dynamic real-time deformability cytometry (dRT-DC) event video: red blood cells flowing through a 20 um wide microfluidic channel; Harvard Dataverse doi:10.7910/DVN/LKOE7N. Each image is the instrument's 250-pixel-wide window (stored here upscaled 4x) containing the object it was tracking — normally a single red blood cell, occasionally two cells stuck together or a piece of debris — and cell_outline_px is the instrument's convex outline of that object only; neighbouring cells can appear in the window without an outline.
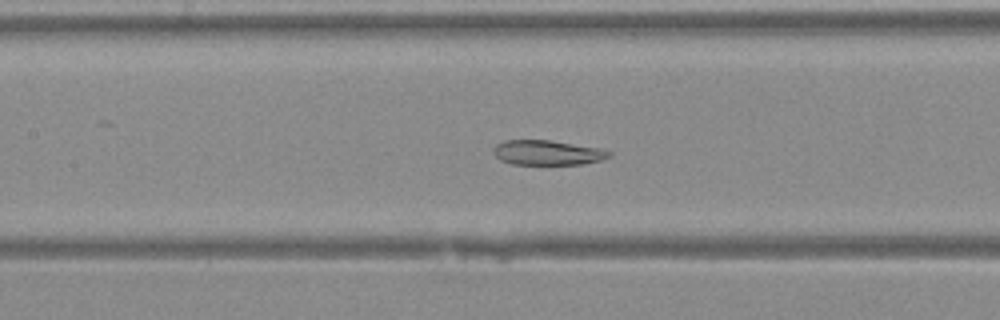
{"species": "Egyptian fruit bat (a non-hibernating species)", "species_latin": "Rousettus aegyptiacus", "temperature_condition": "warm", "stored_images_in_passage": 36, "camera_frame_rate_fps": 3000, "um_per_image_px": 0.085, "animal": {"sex": "female"}, "frame": {"image": 1, "passage_image": 14, "time_ms": 4.333, "image_size_px": [1000, 320], "cell_outline_px": [[612, 156], [600, 160], [580, 164], [512, 164], [500, 160], [492, 152], [492, 148], [496, 144], [504, 140], [548, 140], [600, 148], [612, 152]], "centroid_in_image_um": [46.5, 12.97], "position_along_channel_um": 160.9, "area_um2": 16.7}}
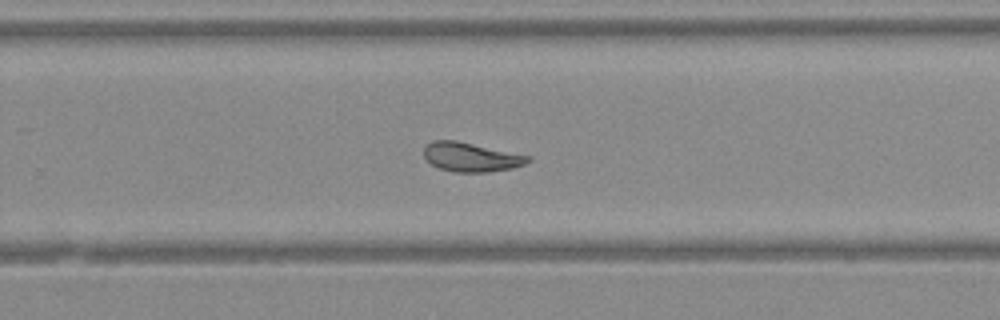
{"frame": {"image": 2, "passage_image": 22, "time_ms": 7.0, "image_size_px": [1000, 320], "cell_outline_px": [[532, 160], [524, 164], [512, 168], [488, 172], [456, 172], [440, 168], [432, 164], [424, 156], [424, 148], [432, 140], [456, 140], [528, 156]], "centroid_in_image_um": [40.02, 13.35], "position_along_channel_um": 289.8, "area_um2": 17.34}}
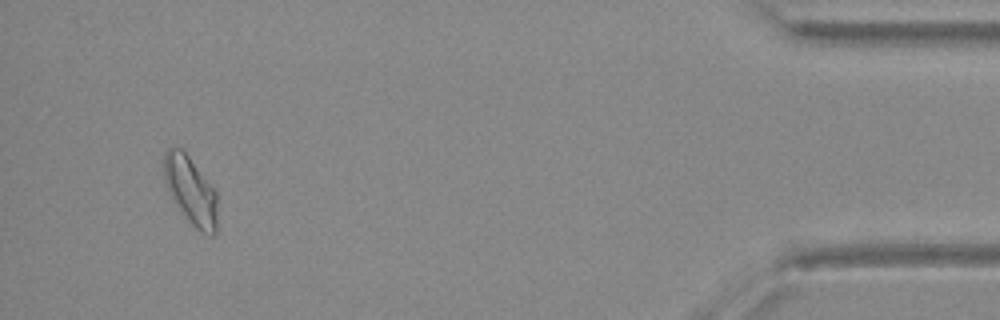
{"frame": {"image": 3, "passage_image": 34, "time_ms": 11.0, "image_size_px": [1000, 320], "cell_outline_px": [[216, 232], [212, 236], [208, 236], [196, 228], [188, 220], [172, 200], [168, 192], [164, 180], [164, 152], [168, 148], [180, 148], [188, 156], [216, 192]], "centroid_in_image_um": [16.18, 16.22], "position_along_channel_um": 419.0, "area_um2": 20.81}}